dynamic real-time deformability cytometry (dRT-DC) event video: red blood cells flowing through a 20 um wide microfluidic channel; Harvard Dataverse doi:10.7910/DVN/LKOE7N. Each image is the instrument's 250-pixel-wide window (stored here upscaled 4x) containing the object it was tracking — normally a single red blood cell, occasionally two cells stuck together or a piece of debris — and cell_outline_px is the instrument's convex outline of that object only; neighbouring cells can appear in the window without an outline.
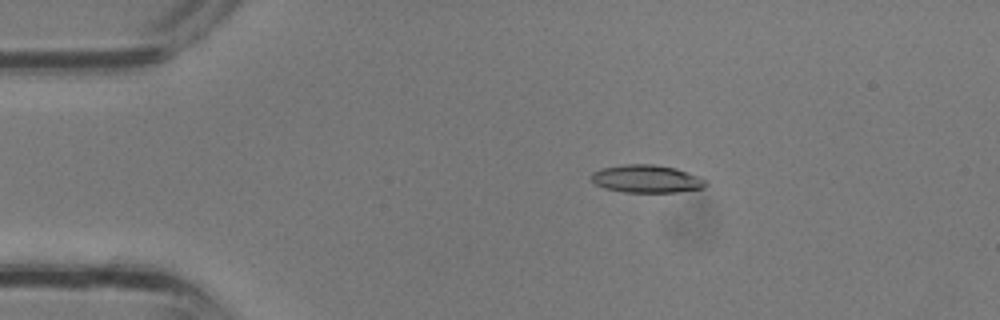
{"species": "common noctule bat (a hibernating species)", "species_latin": "Nyctalus noctula", "temperature_condition": "room temperature", "stored_images_in_passage": 34, "camera_frame_rate_fps": 3000, "um_per_image_px": 0.085, "animal": {"sex": "male", "body_mass_g": 13.3}, "frame": {"image": 1, "passage_image": 6, "time_ms": 1.667, "image_size_px": [1000, 320], "cell_outline_px": [[708, 184], [704, 188], [676, 192], [624, 192], [604, 188], [596, 184], [588, 176], [592, 172], [600, 168], [624, 164], [656, 164], [676, 168], [700, 176], [708, 180]], "centroid_in_image_um": [54.98, 15.19], "position_along_channel_um": 30.0, "area_um2": 18.9}}
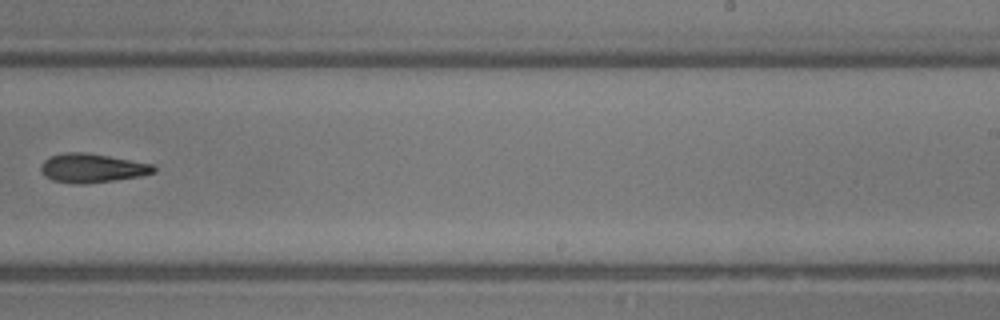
{"frame": {"image": 2, "passage_image": 21, "time_ms": 6.667, "image_size_px": [1000, 320], "cell_outline_px": [[156, 172], [140, 176], [84, 184], [76, 184], [52, 180], [44, 176], [40, 168], [40, 164], [48, 156], [64, 152], [84, 152], [156, 164]], "centroid_in_image_um": [7.81, 14.28], "position_along_channel_um": 281.2, "area_um2": 19.19}}
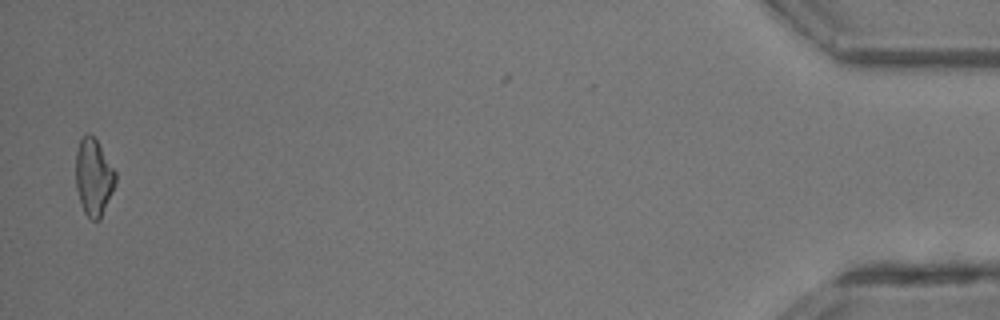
{"frame": {"image": 3, "passage_image": 33, "time_ms": 10.667, "image_size_px": [1000, 320], "cell_outline_px": [[116, 184], [100, 220], [92, 220], [84, 212], [76, 188], [76, 152], [80, 140], [88, 132], [96, 140], [116, 172]], "centroid_in_image_um": [7.97, 15.08], "position_along_channel_um": 427.2, "area_um2": 17.63}}